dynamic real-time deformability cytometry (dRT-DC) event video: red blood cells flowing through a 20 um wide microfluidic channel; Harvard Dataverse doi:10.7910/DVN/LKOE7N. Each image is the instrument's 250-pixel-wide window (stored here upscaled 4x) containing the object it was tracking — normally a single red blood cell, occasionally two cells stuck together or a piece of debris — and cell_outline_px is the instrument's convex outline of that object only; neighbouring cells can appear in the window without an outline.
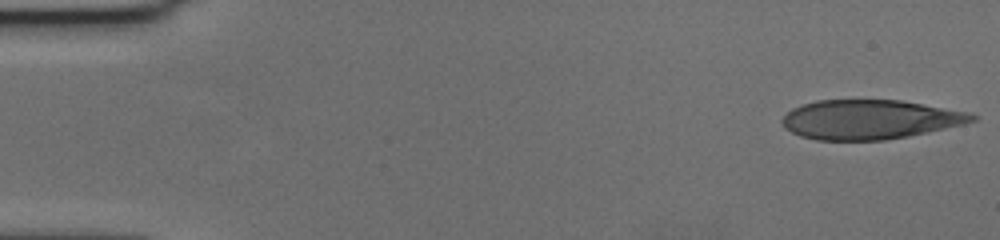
{"species": "human", "species_latin": "Homo sapiens", "temperature_condition": "cold", "stored_images_in_passage": 55, "camera_frame_rate_fps": 3000, "um_per_image_px": 0.085, "donor": {"sex": "female"}, "frame": {"image": 1, "passage_image": 1, "time_ms": 0.0, "image_size_px": [1000, 240], "cell_outline_px": [[976, 120], [964, 124], [908, 136], [884, 140], [816, 140], [800, 136], [784, 128], [780, 120], [792, 108], [800, 104], [816, 100], [900, 100], [972, 112], [976, 116]], "centroid_in_image_um": [73.92, 10.15], "position_along_channel_um": 11.1, "area_um2": 43.75}}
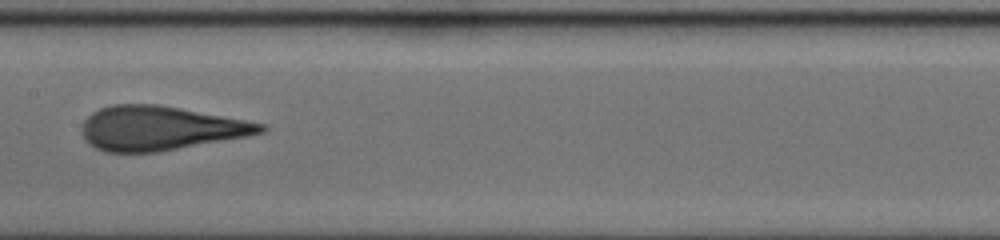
{"frame": {"image": 2, "passage_image": 28, "time_ms": 9.0, "image_size_px": [1000, 240], "cell_outline_px": [[268, 128], [264, 132], [248, 136], [156, 152], [104, 152], [88, 144], [84, 140], [80, 128], [84, 120], [92, 112], [100, 108], [112, 104], [156, 104], [180, 108], [244, 120], [264, 124]], "centroid_in_image_um": [13.55, 10.9], "position_along_channel_um": 193.8, "area_um2": 45.89}}
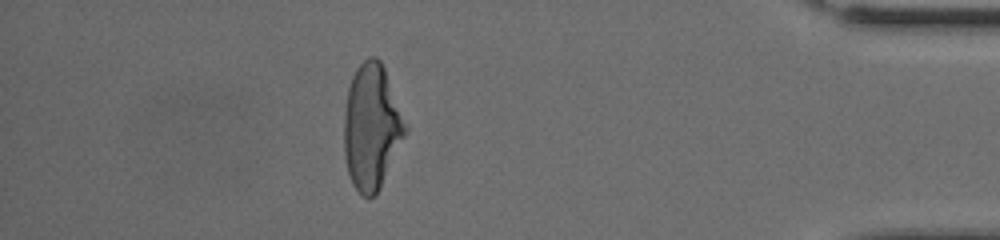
{"frame": {"image": 3, "passage_image": 49, "time_ms": 16.0, "image_size_px": [1000, 240], "cell_outline_px": [[408, 128], [380, 188], [376, 196], [368, 200], [352, 184], [348, 172], [344, 156], [344, 112], [348, 88], [352, 76], [356, 68], [368, 56], [376, 56], [380, 60], [384, 68]], "centroid_in_image_um": [31.56, 10.79], "position_along_channel_um": 403.6, "area_um2": 44.56}, "authors_computed_cell_mechanics": {"area_um2": 45.4886, "velocity_mm_per_s": 3.6327, "shape_relaxation_time_tau1_ms": 8.2958, "shape_relaxation_time_tau2_ms": 1.2077, "deformation_change_tau1": 0.2638, "deformation_change_tau2": 0.1015}}